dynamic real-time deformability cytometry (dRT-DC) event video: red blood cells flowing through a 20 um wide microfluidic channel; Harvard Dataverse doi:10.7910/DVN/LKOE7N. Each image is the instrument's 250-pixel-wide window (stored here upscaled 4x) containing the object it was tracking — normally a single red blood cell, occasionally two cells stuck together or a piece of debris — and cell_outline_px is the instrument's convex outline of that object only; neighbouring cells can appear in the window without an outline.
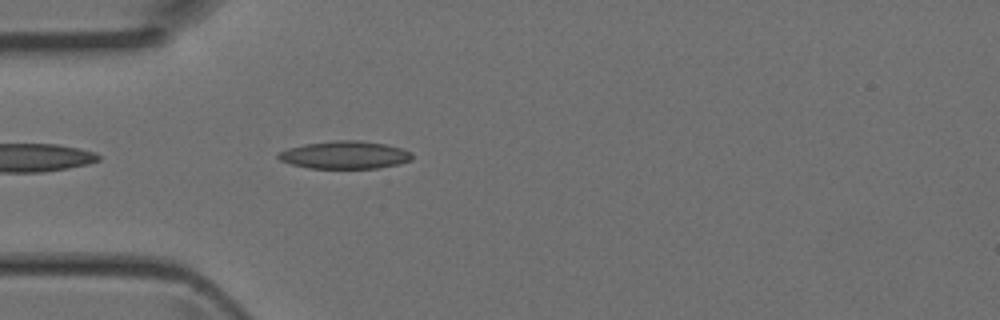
{"species": "Egyptian fruit bat (a non-hibernating species)", "species_latin": "Rousettus aegyptiacus", "temperature_condition": "room temperature", "stored_images_in_passage": 4, "camera_frame_rate_fps": 3000, "um_per_image_px": 0.085, "animal": {"sex": "female"}, "frame": {"image": 1, "passage_image": 4, "time_ms": 1.0, "image_size_px": [1000, 320], "cell_outline_px": [[412, 160], [400, 164], [376, 168], [308, 168], [292, 164], [280, 160], [276, 156], [280, 152], [288, 148], [304, 144], [336, 140], [360, 140], [388, 144], [404, 148], [412, 152]], "centroid_in_image_um": [29.37, 13.16], "position_along_channel_um": 55.6, "area_um2": 21.79}}